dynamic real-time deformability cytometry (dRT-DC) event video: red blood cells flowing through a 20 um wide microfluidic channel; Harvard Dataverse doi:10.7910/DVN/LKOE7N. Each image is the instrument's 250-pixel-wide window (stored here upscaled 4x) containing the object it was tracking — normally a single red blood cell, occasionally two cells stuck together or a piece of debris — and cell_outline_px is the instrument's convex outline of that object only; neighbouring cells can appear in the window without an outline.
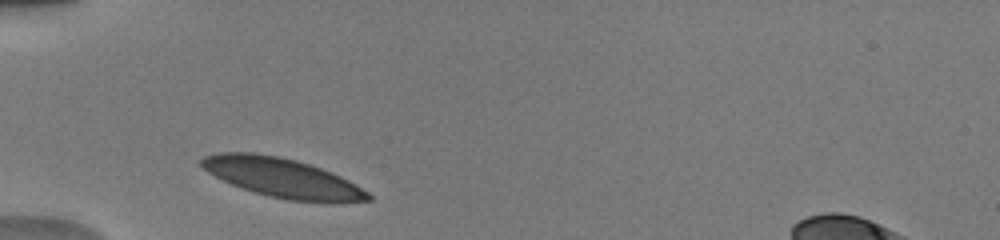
{"species": "human", "species_latin": "Homo sapiens", "temperature_condition": "warm", "stored_images_in_passage": 26, "camera_frame_rate_fps": 3000, "um_per_image_px": 0.085, "donor": {"sex": "male"}, "frame": {"image": 1, "passage_image": 1, "time_ms": 0.0, "image_size_px": [1000, 240], "cell_outline_px": [[372, 200], [340, 204], [328, 204], [288, 200], [268, 196], [232, 184], [208, 172], [200, 164], [200, 160], [204, 156], [220, 152], [252, 152], [276, 156], [296, 160], [332, 172], [356, 184], [368, 192], [372, 196]], "centroid_in_image_um": [24.08, 15.15], "position_along_channel_um": 60.9, "area_um2": 38.38}}
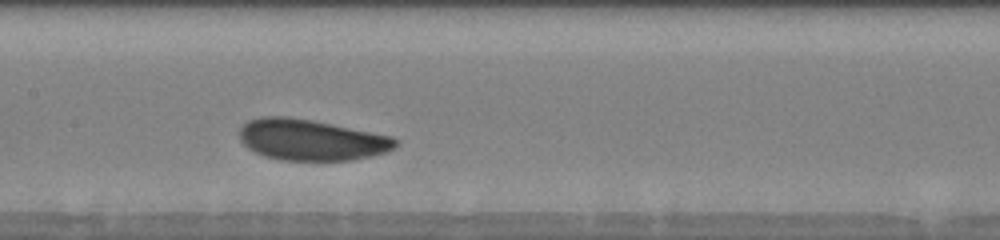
{"frame": {"image": 2, "passage_image": 11, "time_ms": 3.333, "image_size_px": [1000, 240], "cell_outline_px": [[400, 144], [388, 152], [352, 160], [280, 160], [264, 156], [248, 148], [240, 140], [240, 128], [248, 120], [264, 116], [288, 116], [312, 120], [392, 136], [400, 140]], "centroid_in_image_um": [26.48, 11.89], "position_along_channel_um": 180.9, "area_um2": 37.45}}
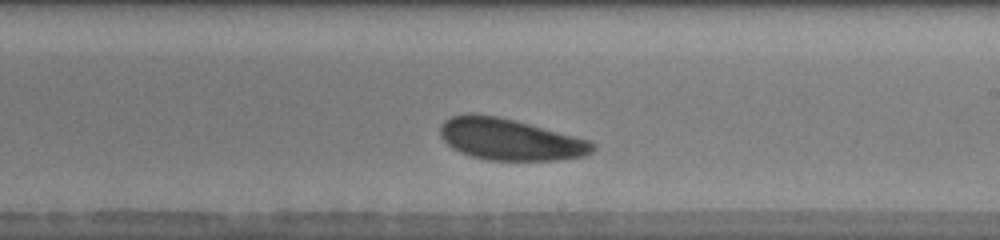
{"frame": {"image": 3, "passage_image": 16, "time_ms": 5.0, "image_size_px": [1000, 240], "cell_outline_px": [[596, 148], [592, 152], [584, 156], [556, 160], [488, 160], [472, 156], [460, 152], [452, 148], [440, 136], [440, 124], [444, 120], [452, 116], [468, 112], [472, 112], [496, 116], [592, 140], [596, 144]], "centroid_in_image_um": [43.34, 11.84], "position_along_channel_um": 245.7, "area_um2": 36.99}, "authors_computed_cell_mechanics": {"area_um2": 37.0209, "velocity_mm_per_s": 3.8888, "shape_relaxation_time_tau1_ms": 1.7245, "shape_relaxation_time_tau2_ms": null, "deformation_change_tau1": 0.0746, "deformation_change_tau2": null}}